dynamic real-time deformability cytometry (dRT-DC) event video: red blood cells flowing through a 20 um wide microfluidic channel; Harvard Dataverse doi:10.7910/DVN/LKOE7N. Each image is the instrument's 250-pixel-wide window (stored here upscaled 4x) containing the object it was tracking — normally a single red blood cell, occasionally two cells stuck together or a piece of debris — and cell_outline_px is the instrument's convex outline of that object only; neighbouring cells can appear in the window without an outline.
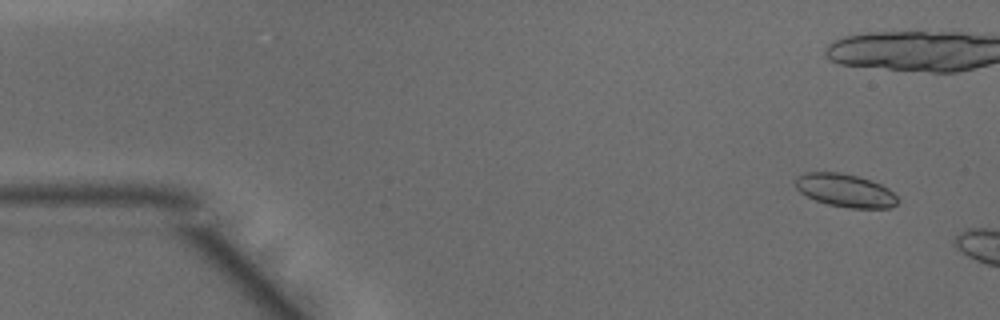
{"species": "common noctule bat (a hibernating species)", "species_latin": "Nyctalus noctula", "temperature_condition": "warm", "stored_images_in_passage": 8, "camera_frame_rate_fps": 3000, "um_per_image_px": 0.085, "animal": {"sex": "male", "body_mass_g": 15.6}, "frame": {"image": 1, "passage_image": 4, "time_ms": 1.0, "image_size_px": [1000, 320], "cell_outline_px": [[900, 200], [892, 208], [848, 208], [828, 204], [816, 200], [800, 192], [796, 188], [796, 176], [804, 172], [840, 172], [856, 176], [880, 184], [888, 188]], "centroid_in_image_um": [71.84, 16.19], "position_along_channel_um": 13.2, "area_um2": 19.65}}